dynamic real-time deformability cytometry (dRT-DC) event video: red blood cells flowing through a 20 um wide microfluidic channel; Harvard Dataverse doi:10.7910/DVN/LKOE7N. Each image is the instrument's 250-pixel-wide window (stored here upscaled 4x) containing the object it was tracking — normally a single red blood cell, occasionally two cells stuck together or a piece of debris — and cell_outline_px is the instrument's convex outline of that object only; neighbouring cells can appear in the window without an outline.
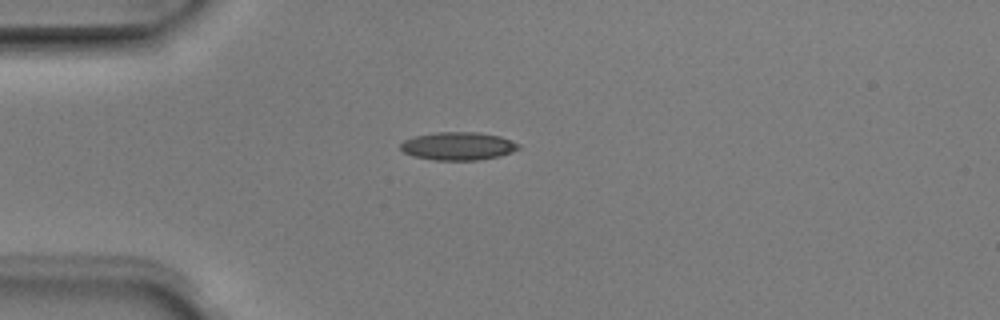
{"species": "Egyptian fruit bat (a non-hibernating species)", "species_latin": "Rousettus aegyptiacus", "temperature_condition": "room temperature", "stored_images_in_passage": 3, "camera_frame_rate_fps": 3000, "um_per_image_px": 0.085, "animal": {"sex": "male"}, "frame": {"image": 1, "passage_image": 3, "time_ms": 0.667, "image_size_px": [1000, 320], "cell_outline_px": [[520, 148], [512, 152], [500, 156], [476, 160], [436, 160], [412, 156], [404, 152], [400, 148], [400, 144], [404, 140], [416, 136], [436, 132], [476, 132], [500, 136], [520, 144]], "centroid_in_image_um": [38.94, 12.42], "position_along_channel_um": 46.1, "area_um2": 19.25}}